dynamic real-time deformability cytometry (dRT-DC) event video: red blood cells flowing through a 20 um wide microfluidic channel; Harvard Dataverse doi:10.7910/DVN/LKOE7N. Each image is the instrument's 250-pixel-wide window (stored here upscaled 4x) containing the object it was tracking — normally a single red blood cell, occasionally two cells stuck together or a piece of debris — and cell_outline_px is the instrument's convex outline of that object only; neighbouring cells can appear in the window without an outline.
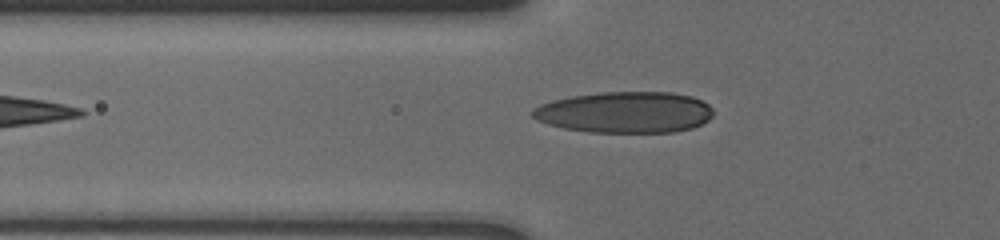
{"species": "human", "species_latin": "Homo sapiens", "temperature_condition": "cold", "stored_images_in_passage": 9, "camera_frame_rate_fps": 3000, "um_per_image_px": 0.085, "donor": {"sex": "male"}, "frame": {"image": 1, "passage_image": 9, "time_ms": 7.333, "image_size_px": [1000, 240], "cell_outline_px": [[712, 116], [708, 120], [692, 128], [676, 132], [588, 132], [564, 128], [548, 124], [536, 120], [532, 116], [532, 108], [540, 104], [552, 100], [572, 96], [600, 92], [672, 92], [692, 96], [708, 104], [712, 108]], "centroid_in_image_um": [53.11, 9.54], "position_along_channel_um": 72.7, "area_um2": 43.58}}